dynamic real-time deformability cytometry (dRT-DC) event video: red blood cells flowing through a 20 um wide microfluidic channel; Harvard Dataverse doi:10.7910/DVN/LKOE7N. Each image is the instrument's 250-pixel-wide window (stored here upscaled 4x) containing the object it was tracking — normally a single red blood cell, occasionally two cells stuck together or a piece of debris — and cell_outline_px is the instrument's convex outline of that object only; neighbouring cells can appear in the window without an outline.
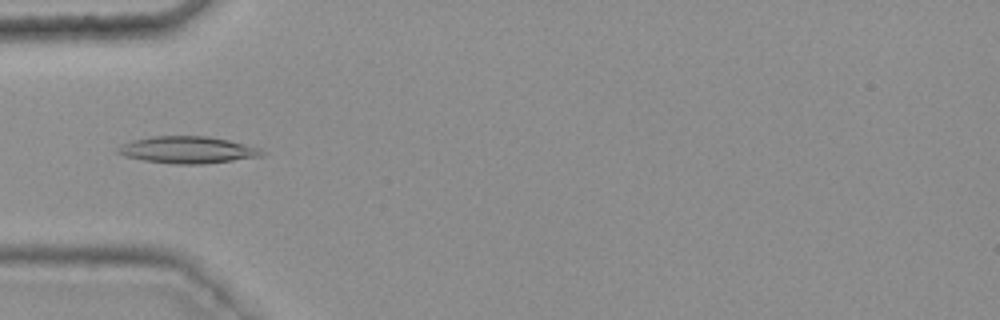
{"species": "common noctule bat (a hibernating species)", "species_latin": "Nyctalus noctula", "temperature_condition": "warm", "stored_images_in_passage": 34, "camera_frame_rate_fps": 3000, "um_per_image_px": 0.085, "animal": {"sex": "female", "body_mass_g": 25.1}, "frame": {"image": 1, "passage_image": 4, "time_ms": 1.0, "image_size_px": [1000, 320], "cell_outline_px": [[268, 152], [264, 156], [204, 164], [176, 164], [144, 160], [124, 156], [116, 152], [124, 144], [132, 140], [152, 136], [208, 136], [228, 140], [260, 148]], "centroid_in_image_um": [16.01, 12.74], "position_along_channel_um": 69.0, "area_um2": 22.54}}
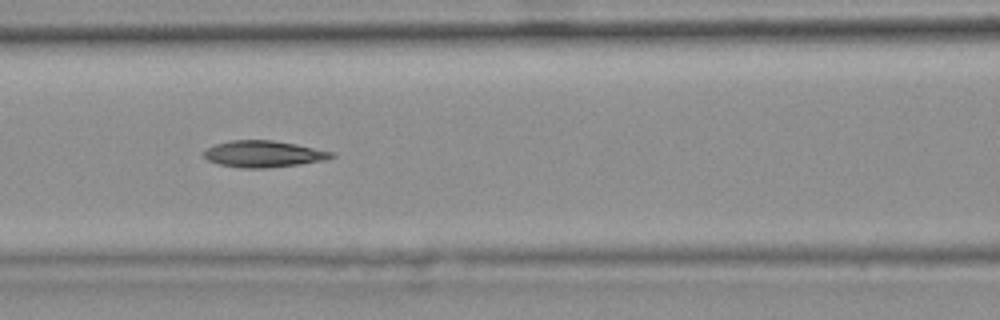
{"frame": {"image": 2, "passage_image": 10, "time_ms": 3.0, "image_size_px": [1000, 320], "cell_outline_px": [[336, 156], [324, 160], [300, 164], [268, 168], [240, 168], [220, 164], [208, 160], [200, 152], [216, 144], [232, 140], [272, 140], [296, 144], [332, 152]], "centroid_in_image_um": [22.37, 13.09], "position_along_channel_um": 144.2, "area_um2": 19.65}}
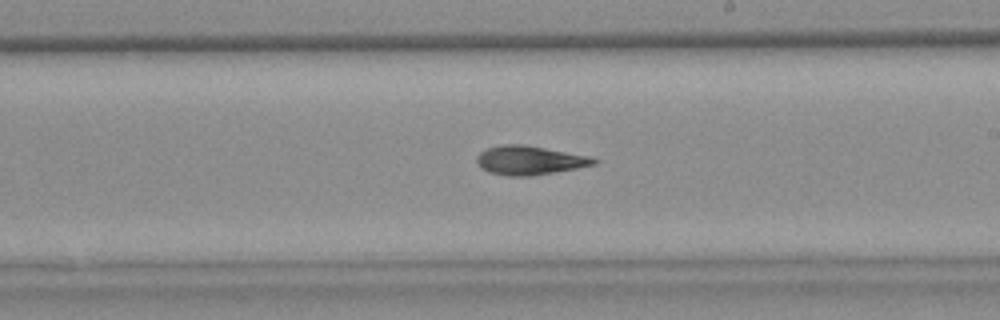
{"frame": {"image": 3, "passage_image": 18, "time_ms": 5.667, "image_size_px": [1000, 320], "cell_outline_px": [[600, 160], [596, 164], [576, 168], [528, 176], [508, 176], [488, 172], [480, 168], [476, 164], [476, 156], [480, 152], [488, 148], [504, 144], [524, 144], [588, 156]], "centroid_in_image_um": [44.96, 13.62], "position_along_channel_um": 244.0, "area_um2": 19.65}, "authors_computed_cell_mechanics": {"area_um2": 19.363, "velocity_mm_per_s": 3.7529, "shape_relaxation_time_tau1_ms": null, "shape_relaxation_time_tau2_ms": 6.0211, "deformation_change_tau1": null, "deformation_change_tau2": 0.1606}}